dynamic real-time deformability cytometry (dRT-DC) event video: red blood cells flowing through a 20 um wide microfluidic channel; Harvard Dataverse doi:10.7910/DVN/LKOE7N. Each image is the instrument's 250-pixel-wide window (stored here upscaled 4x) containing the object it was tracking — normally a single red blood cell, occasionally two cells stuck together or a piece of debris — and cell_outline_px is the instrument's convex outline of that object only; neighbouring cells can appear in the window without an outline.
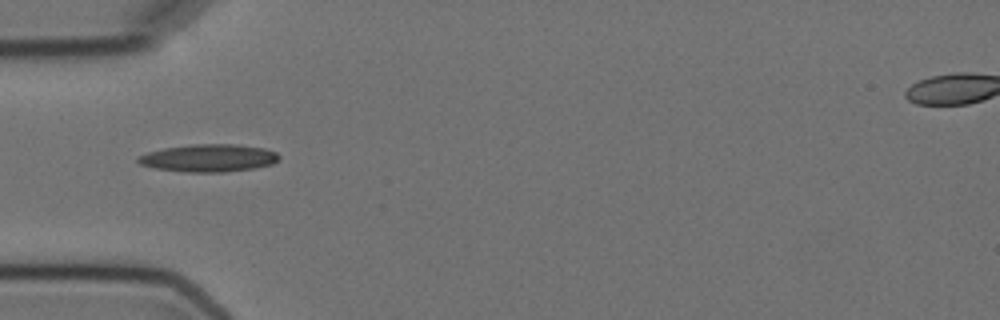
{"species": "Egyptian fruit bat (a non-hibernating species)", "species_latin": "Rousettus aegyptiacus", "temperature_condition": "cold", "stored_images_in_passage": 8, "camera_frame_rate_fps": 3000, "um_per_image_px": 0.085, "animal": {"sex": "female"}, "frame": {"image": 1, "passage_image": 7, "time_ms": 7.0, "image_size_px": [1000, 320], "cell_outline_px": [[280, 156], [272, 164], [252, 168], [224, 172], [188, 172], [156, 168], [140, 164], [136, 160], [140, 156], [148, 152], [164, 148], [192, 144], [236, 144], [264, 148], [276, 152]], "centroid_in_image_um": [17.74, 13.42], "position_along_channel_um": 67.3, "area_um2": 22.43}}
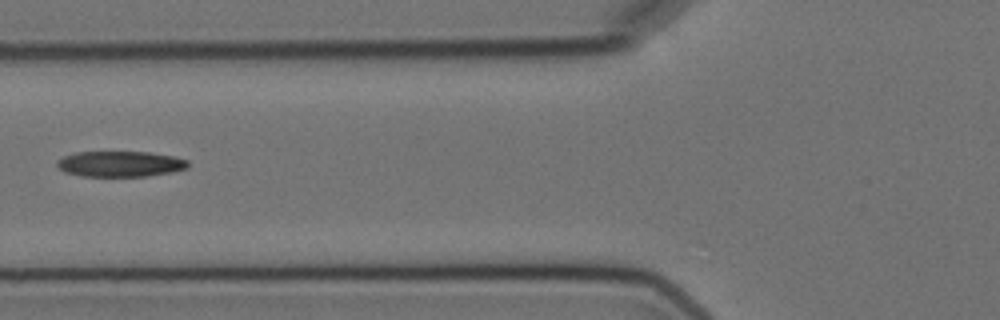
{"frame": {"image": 2, "passage_image": 8, "time_ms": 8.333, "image_size_px": [1000, 320], "cell_outline_px": [[188, 168], [172, 172], [148, 176], [80, 176], [64, 172], [56, 164], [64, 156], [76, 152], [148, 152], [176, 156], [188, 160]], "centroid_in_image_um": [10.26, 13.93], "position_along_channel_um": 115.5, "area_um2": 19.59}}